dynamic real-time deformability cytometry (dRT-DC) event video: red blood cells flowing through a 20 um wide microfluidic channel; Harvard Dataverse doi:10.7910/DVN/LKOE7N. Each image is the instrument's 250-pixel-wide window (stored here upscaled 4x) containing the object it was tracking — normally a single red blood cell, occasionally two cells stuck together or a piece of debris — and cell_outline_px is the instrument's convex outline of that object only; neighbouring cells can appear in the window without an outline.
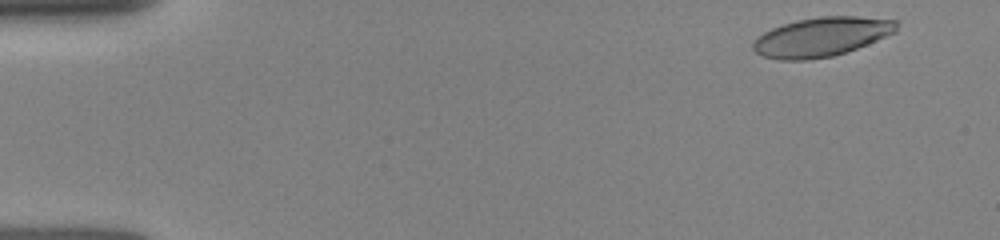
{"species": "human", "species_latin": "Homo sapiens", "temperature_condition": "room temperature", "stored_images_in_passage": 45, "camera_frame_rate_fps": 3000, "um_per_image_px": 0.085, "donor": {"sex": "female"}, "frame": {"image": 1, "passage_image": 2, "time_ms": 0.333, "image_size_px": [1000, 240], "cell_outline_px": [[896, 32], [868, 44], [832, 56], [808, 60], [780, 60], [764, 56], [756, 52], [752, 48], [752, 44], [764, 32], [772, 28], [796, 20], [820, 16], [856, 16], [896, 20]], "centroid_in_image_um": [69.83, 3.13], "position_along_channel_um": 15.2, "area_um2": 32.48}}
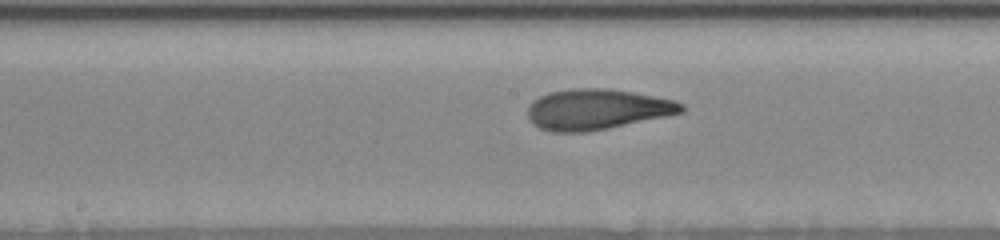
{"frame": {"image": 2, "passage_image": 21, "time_ms": 7.667, "image_size_px": [1000, 240], "cell_outline_px": [[684, 112], [608, 128], [584, 132], [552, 132], [540, 128], [532, 124], [528, 120], [528, 104], [532, 100], [548, 92], [572, 88], [608, 88], [632, 92], [676, 100], [684, 104]], "centroid_in_image_um": [50.7, 9.28], "position_along_channel_um": 197.5, "area_um2": 36.47}}
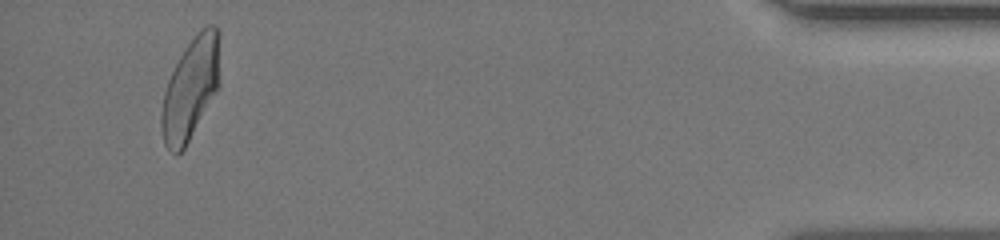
{"frame": {"image": 3, "passage_image": 40, "time_ms": 14.667, "image_size_px": [1000, 240], "cell_outline_px": [[220, 84], [216, 92], [184, 148], [176, 156], [164, 144], [160, 124], [160, 116], [164, 92], [168, 80], [184, 48], [208, 24], [216, 24], [220, 28]], "centroid_in_image_um": [16.22, 7.5], "position_along_channel_um": 419.0, "area_um2": 34.68}}